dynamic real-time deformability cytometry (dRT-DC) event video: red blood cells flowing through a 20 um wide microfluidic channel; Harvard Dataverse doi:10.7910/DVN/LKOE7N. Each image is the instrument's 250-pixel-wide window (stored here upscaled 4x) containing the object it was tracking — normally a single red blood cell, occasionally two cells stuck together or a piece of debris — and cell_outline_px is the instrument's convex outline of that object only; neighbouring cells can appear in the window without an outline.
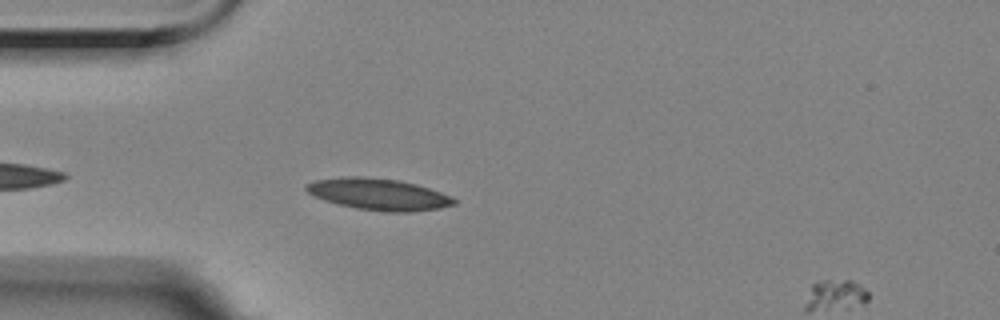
{"species": "Egyptian fruit bat (a non-hibernating species)", "species_latin": "Rousettus aegyptiacus", "temperature_condition": "room temperature", "stored_images_in_passage": 6, "segment_of_instrument_passage": [1, 2], "camera_frame_rate_fps": 3000, "um_per_image_px": 0.085, "animal": {"sex": "female"}, "frame": {"image": 1, "passage_image": 5, "time_ms": 1.333, "image_size_px": [1000, 320], "cell_outline_px": [[456, 204], [440, 208], [408, 212], [388, 212], [356, 208], [324, 200], [308, 192], [304, 188], [304, 184], [316, 180], [344, 176], [360, 176], [400, 180], [416, 184], [452, 196], [456, 200]], "centroid_in_image_um": [32.18, 16.5], "position_along_channel_um": 52.8, "area_um2": 27.11}}